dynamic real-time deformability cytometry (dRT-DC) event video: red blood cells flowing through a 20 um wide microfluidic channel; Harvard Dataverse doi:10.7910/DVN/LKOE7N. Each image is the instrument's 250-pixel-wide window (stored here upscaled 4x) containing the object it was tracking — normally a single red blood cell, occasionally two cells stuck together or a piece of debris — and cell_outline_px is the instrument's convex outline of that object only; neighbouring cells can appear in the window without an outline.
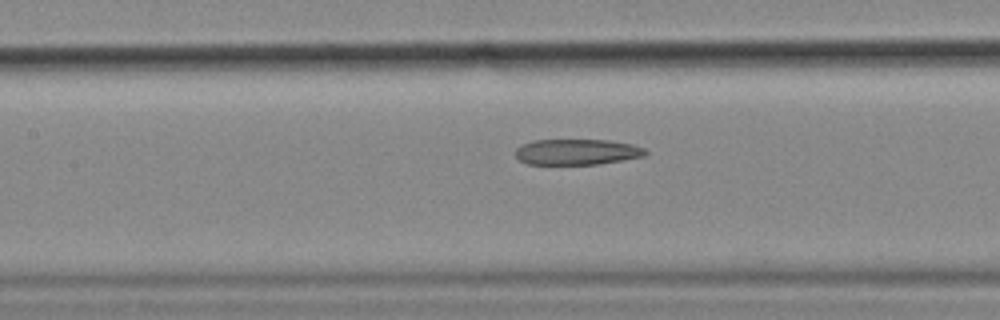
{"species": "common noctule bat (a hibernating species)", "species_latin": "Nyctalus noctula", "temperature_condition": "cold", "stored_images_in_passage": 38, "camera_frame_rate_fps": 3000, "um_per_image_px": 0.085, "animal": {"sex": "female", "body_mass_g": 18.4}, "frame": {"image": 1, "passage_image": 17, "time_ms": 5.333, "image_size_px": [1000, 320], "cell_outline_px": [[648, 152], [644, 156], [600, 164], [528, 164], [520, 160], [516, 156], [516, 148], [532, 140], [608, 140], [632, 144], [644, 148]], "centroid_in_image_um": [49.05, 12.91], "position_along_channel_um": 158.3, "area_um2": 19.42}}